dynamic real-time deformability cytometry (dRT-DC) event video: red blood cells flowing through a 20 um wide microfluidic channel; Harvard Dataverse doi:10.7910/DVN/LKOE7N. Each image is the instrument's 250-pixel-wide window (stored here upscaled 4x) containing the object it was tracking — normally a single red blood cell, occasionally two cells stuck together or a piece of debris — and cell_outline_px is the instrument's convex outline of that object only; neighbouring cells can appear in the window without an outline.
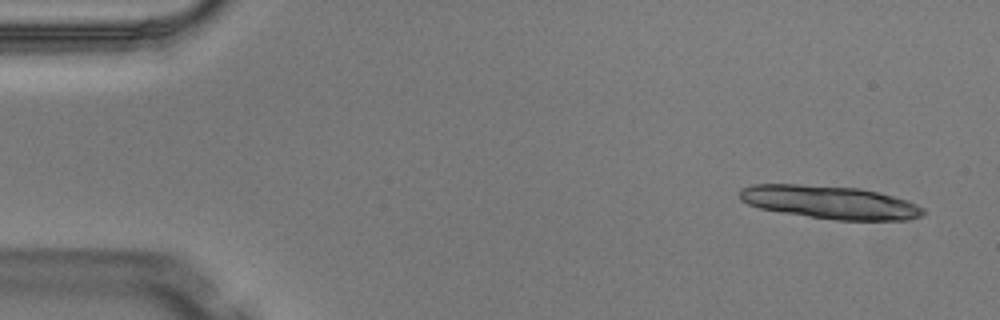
{"species": "Egyptian fruit bat (a non-hibernating species)", "species_latin": "Rousettus aegyptiacus", "temperature_condition": "warm", "stored_images_in_passage": 4, "camera_frame_rate_fps": 3000, "um_per_image_px": 0.085, "animal": {"sex": "male"}, "frame": {"image": 1, "passage_image": 1, "time_ms": 0.0, "image_size_px": [1000, 320], "cell_outline_px": [[928, 212], [924, 216], [908, 220], [836, 220], [784, 212], [760, 208], [748, 204], [740, 200], [740, 188], [752, 184], [800, 184], [860, 188], [908, 200], [924, 208]], "centroid_in_image_um": [70.59, 17.19], "position_along_channel_um": 14.4, "area_um2": 35.43}}